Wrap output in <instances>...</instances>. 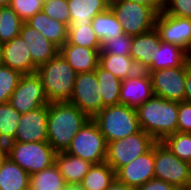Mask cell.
Listing matches in <instances>:
<instances>
[{
  "instance_id": "6da1fadb",
  "label": "cell",
  "mask_w": 191,
  "mask_h": 190,
  "mask_svg": "<svg viewBox=\"0 0 191 190\" xmlns=\"http://www.w3.org/2000/svg\"><path fill=\"white\" fill-rule=\"evenodd\" d=\"M91 118L74 104L50 102L48 104L47 142L56 152H65L71 145L76 133Z\"/></svg>"
},
{
  "instance_id": "7a4b0ae2",
  "label": "cell",
  "mask_w": 191,
  "mask_h": 190,
  "mask_svg": "<svg viewBox=\"0 0 191 190\" xmlns=\"http://www.w3.org/2000/svg\"><path fill=\"white\" fill-rule=\"evenodd\" d=\"M136 111L141 130L156 141L178 132V102L153 95Z\"/></svg>"
},
{
  "instance_id": "3957f363",
  "label": "cell",
  "mask_w": 191,
  "mask_h": 190,
  "mask_svg": "<svg viewBox=\"0 0 191 190\" xmlns=\"http://www.w3.org/2000/svg\"><path fill=\"white\" fill-rule=\"evenodd\" d=\"M36 74L50 102L69 101L77 73L60 53L38 66Z\"/></svg>"
},
{
  "instance_id": "277c9868",
  "label": "cell",
  "mask_w": 191,
  "mask_h": 190,
  "mask_svg": "<svg viewBox=\"0 0 191 190\" xmlns=\"http://www.w3.org/2000/svg\"><path fill=\"white\" fill-rule=\"evenodd\" d=\"M92 119L107 143L141 131L136 109L124 104L105 106Z\"/></svg>"
},
{
  "instance_id": "5b68a950",
  "label": "cell",
  "mask_w": 191,
  "mask_h": 190,
  "mask_svg": "<svg viewBox=\"0 0 191 190\" xmlns=\"http://www.w3.org/2000/svg\"><path fill=\"white\" fill-rule=\"evenodd\" d=\"M56 153L47 141L9 142L5 145V155L29 175L51 167L55 163Z\"/></svg>"
},
{
  "instance_id": "8992f818",
  "label": "cell",
  "mask_w": 191,
  "mask_h": 190,
  "mask_svg": "<svg viewBox=\"0 0 191 190\" xmlns=\"http://www.w3.org/2000/svg\"><path fill=\"white\" fill-rule=\"evenodd\" d=\"M109 8L127 35H141L155 27L158 13L152 7L132 1L110 0Z\"/></svg>"
},
{
  "instance_id": "52a82bcc",
  "label": "cell",
  "mask_w": 191,
  "mask_h": 190,
  "mask_svg": "<svg viewBox=\"0 0 191 190\" xmlns=\"http://www.w3.org/2000/svg\"><path fill=\"white\" fill-rule=\"evenodd\" d=\"M154 176L155 179L170 183L179 190H190V164L180 160L162 141L155 142Z\"/></svg>"
},
{
  "instance_id": "ba28073f",
  "label": "cell",
  "mask_w": 191,
  "mask_h": 190,
  "mask_svg": "<svg viewBox=\"0 0 191 190\" xmlns=\"http://www.w3.org/2000/svg\"><path fill=\"white\" fill-rule=\"evenodd\" d=\"M66 152L92 164L105 162L107 142L92 118L76 133Z\"/></svg>"
},
{
  "instance_id": "9c48e42d",
  "label": "cell",
  "mask_w": 191,
  "mask_h": 190,
  "mask_svg": "<svg viewBox=\"0 0 191 190\" xmlns=\"http://www.w3.org/2000/svg\"><path fill=\"white\" fill-rule=\"evenodd\" d=\"M156 140L143 130L117 141L107 143L105 162L116 172L122 167L149 151Z\"/></svg>"
},
{
  "instance_id": "30bf717a",
  "label": "cell",
  "mask_w": 191,
  "mask_h": 190,
  "mask_svg": "<svg viewBox=\"0 0 191 190\" xmlns=\"http://www.w3.org/2000/svg\"><path fill=\"white\" fill-rule=\"evenodd\" d=\"M10 105L19 113H27L50 103L40 77L36 74L22 75L9 99Z\"/></svg>"
},
{
  "instance_id": "8fae6325",
  "label": "cell",
  "mask_w": 191,
  "mask_h": 190,
  "mask_svg": "<svg viewBox=\"0 0 191 190\" xmlns=\"http://www.w3.org/2000/svg\"><path fill=\"white\" fill-rule=\"evenodd\" d=\"M99 87L95 71L77 73L73 93L68 102L93 118L102 110V97L98 95Z\"/></svg>"
},
{
  "instance_id": "7c38bea8",
  "label": "cell",
  "mask_w": 191,
  "mask_h": 190,
  "mask_svg": "<svg viewBox=\"0 0 191 190\" xmlns=\"http://www.w3.org/2000/svg\"><path fill=\"white\" fill-rule=\"evenodd\" d=\"M148 73L154 95L170 101H184L187 62L176 68H165Z\"/></svg>"
},
{
  "instance_id": "4fadbf2b",
  "label": "cell",
  "mask_w": 191,
  "mask_h": 190,
  "mask_svg": "<svg viewBox=\"0 0 191 190\" xmlns=\"http://www.w3.org/2000/svg\"><path fill=\"white\" fill-rule=\"evenodd\" d=\"M154 28L162 41L178 45L188 53L191 51V19L168 15L161 11Z\"/></svg>"
},
{
  "instance_id": "5bb4252c",
  "label": "cell",
  "mask_w": 191,
  "mask_h": 190,
  "mask_svg": "<svg viewBox=\"0 0 191 190\" xmlns=\"http://www.w3.org/2000/svg\"><path fill=\"white\" fill-rule=\"evenodd\" d=\"M48 105L22 113L16 128L15 138L11 142H46Z\"/></svg>"
},
{
  "instance_id": "9a60e30c",
  "label": "cell",
  "mask_w": 191,
  "mask_h": 190,
  "mask_svg": "<svg viewBox=\"0 0 191 190\" xmlns=\"http://www.w3.org/2000/svg\"><path fill=\"white\" fill-rule=\"evenodd\" d=\"M155 143L145 154L137 157L116 172V179L133 188L143 186L154 179Z\"/></svg>"
},
{
  "instance_id": "2e32d148",
  "label": "cell",
  "mask_w": 191,
  "mask_h": 190,
  "mask_svg": "<svg viewBox=\"0 0 191 190\" xmlns=\"http://www.w3.org/2000/svg\"><path fill=\"white\" fill-rule=\"evenodd\" d=\"M153 95L152 82L147 71H138L122 80L120 104L137 109Z\"/></svg>"
},
{
  "instance_id": "e0dca14e",
  "label": "cell",
  "mask_w": 191,
  "mask_h": 190,
  "mask_svg": "<svg viewBox=\"0 0 191 190\" xmlns=\"http://www.w3.org/2000/svg\"><path fill=\"white\" fill-rule=\"evenodd\" d=\"M1 64L18 71L22 75L36 73L37 66L33 63L28 45L21 37L2 43Z\"/></svg>"
},
{
  "instance_id": "ac0fdd59",
  "label": "cell",
  "mask_w": 191,
  "mask_h": 190,
  "mask_svg": "<svg viewBox=\"0 0 191 190\" xmlns=\"http://www.w3.org/2000/svg\"><path fill=\"white\" fill-rule=\"evenodd\" d=\"M20 35L28 45L32 61L37 67L47 63L59 53V48L55 44L26 22L22 25Z\"/></svg>"
},
{
  "instance_id": "d6986e66",
  "label": "cell",
  "mask_w": 191,
  "mask_h": 190,
  "mask_svg": "<svg viewBox=\"0 0 191 190\" xmlns=\"http://www.w3.org/2000/svg\"><path fill=\"white\" fill-rule=\"evenodd\" d=\"M100 51L101 49L85 48L67 42L59 48V53L76 73L95 71L99 63Z\"/></svg>"
},
{
  "instance_id": "ffe728a7",
  "label": "cell",
  "mask_w": 191,
  "mask_h": 190,
  "mask_svg": "<svg viewBox=\"0 0 191 190\" xmlns=\"http://www.w3.org/2000/svg\"><path fill=\"white\" fill-rule=\"evenodd\" d=\"M159 33L153 30L133 36L130 56L135 61L139 71H147L152 65V55L156 53L160 44Z\"/></svg>"
},
{
  "instance_id": "44dd1931",
  "label": "cell",
  "mask_w": 191,
  "mask_h": 190,
  "mask_svg": "<svg viewBox=\"0 0 191 190\" xmlns=\"http://www.w3.org/2000/svg\"><path fill=\"white\" fill-rule=\"evenodd\" d=\"M110 0H67L71 22L68 28L90 24L92 19L109 7Z\"/></svg>"
},
{
  "instance_id": "7402d4cb",
  "label": "cell",
  "mask_w": 191,
  "mask_h": 190,
  "mask_svg": "<svg viewBox=\"0 0 191 190\" xmlns=\"http://www.w3.org/2000/svg\"><path fill=\"white\" fill-rule=\"evenodd\" d=\"M55 165L63 176L65 184L79 185L92 166L87 160L73 156L65 152H57Z\"/></svg>"
},
{
  "instance_id": "603a6c76",
  "label": "cell",
  "mask_w": 191,
  "mask_h": 190,
  "mask_svg": "<svg viewBox=\"0 0 191 190\" xmlns=\"http://www.w3.org/2000/svg\"><path fill=\"white\" fill-rule=\"evenodd\" d=\"M25 22L42 33L58 48L67 42L68 26L62 22L52 19L43 11L36 13Z\"/></svg>"
},
{
  "instance_id": "cb8c5ba5",
  "label": "cell",
  "mask_w": 191,
  "mask_h": 190,
  "mask_svg": "<svg viewBox=\"0 0 191 190\" xmlns=\"http://www.w3.org/2000/svg\"><path fill=\"white\" fill-rule=\"evenodd\" d=\"M152 59V65L147 72L182 66L188 61V52L178 45L161 40Z\"/></svg>"
},
{
  "instance_id": "d4e9b609",
  "label": "cell",
  "mask_w": 191,
  "mask_h": 190,
  "mask_svg": "<svg viewBox=\"0 0 191 190\" xmlns=\"http://www.w3.org/2000/svg\"><path fill=\"white\" fill-rule=\"evenodd\" d=\"M30 175L6 155L0 161V190H29Z\"/></svg>"
},
{
  "instance_id": "484cf974",
  "label": "cell",
  "mask_w": 191,
  "mask_h": 190,
  "mask_svg": "<svg viewBox=\"0 0 191 190\" xmlns=\"http://www.w3.org/2000/svg\"><path fill=\"white\" fill-rule=\"evenodd\" d=\"M116 180V171L106 162L92 164L79 184L83 190H106Z\"/></svg>"
},
{
  "instance_id": "4316f807",
  "label": "cell",
  "mask_w": 191,
  "mask_h": 190,
  "mask_svg": "<svg viewBox=\"0 0 191 190\" xmlns=\"http://www.w3.org/2000/svg\"><path fill=\"white\" fill-rule=\"evenodd\" d=\"M95 74L100 86L98 95L102 97V109L105 106L119 105L122 81L99 65Z\"/></svg>"
},
{
  "instance_id": "83f0119b",
  "label": "cell",
  "mask_w": 191,
  "mask_h": 190,
  "mask_svg": "<svg viewBox=\"0 0 191 190\" xmlns=\"http://www.w3.org/2000/svg\"><path fill=\"white\" fill-rule=\"evenodd\" d=\"M98 65L121 81L139 71L131 56H121L118 54H99Z\"/></svg>"
},
{
  "instance_id": "f1b7e54d",
  "label": "cell",
  "mask_w": 191,
  "mask_h": 190,
  "mask_svg": "<svg viewBox=\"0 0 191 190\" xmlns=\"http://www.w3.org/2000/svg\"><path fill=\"white\" fill-rule=\"evenodd\" d=\"M91 26L101 44L123 34L120 22L109 7L92 19Z\"/></svg>"
},
{
  "instance_id": "f546056e",
  "label": "cell",
  "mask_w": 191,
  "mask_h": 190,
  "mask_svg": "<svg viewBox=\"0 0 191 190\" xmlns=\"http://www.w3.org/2000/svg\"><path fill=\"white\" fill-rule=\"evenodd\" d=\"M65 181L55 163L42 171L30 175L29 190H60Z\"/></svg>"
},
{
  "instance_id": "4dcf8cb0",
  "label": "cell",
  "mask_w": 191,
  "mask_h": 190,
  "mask_svg": "<svg viewBox=\"0 0 191 190\" xmlns=\"http://www.w3.org/2000/svg\"><path fill=\"white\" fill-rule=\"evenodd\" d=\"M21 113L9 102L0 104V142L6 145L15 138Z\"/></svg>"
},
{
  "instance_id": "1f68e13d",
  "label": "cell",
  "mask_w": 191,
  "mask_h": 190,
  "mask_svg": "<svg viewBox=\"0 0 191 190\" xmlns=\"http://www.w3.org/2000/svg\"><path fill=\"white\" fill-rule=\"evenodd\" d=\"M24 21L10 7H2V15L0 20V42L5 43L11 41L20 35Z\"/></svg>"
},
{
  "instance_id": "d6a6232c",
  "label": "cell",
  "mask_w": 191,
  "mask_h": 190,
  "mask_svg": "<svg viewBox=\"0 0 191 190\" xmlns=\"http://www.w3.org/2000/svg\"><path fill=\"white\" fill-rule=\"evenodd\" d=\"M67 43L85 48L101 49V42L96 37L91 23L78 25V28H68Z\"/></svg>"
},
{
  "instance_id": "836d02e7",
  "label": "cell",
  "mask_w": 191,
  "mask_h": 190,
  "mask_svg": "<svg viewBox=\"0 0 191 190\" xmlns=\"http://www.w3.org/2000/svg\"><path fill=\"white\" fill-rule=\"evenodd\" d=\"M162 142L180 160L189 162L191 159V133L176 132L165 137Z\"/></svg>"
},
{
  "instance_id": "e575fe53",
  "label": "cell",
  "mask_w": 191,
  "mask_h": 190,
  "mask_svg": "<svg viewBox=\"0 0 191 190\" xmlns=\"http://www.w3.org/2000/svg\"><path fill=\"white\" fill-rule=\"evenodd\" d=\"M22 74L0 64V104L9 102Z\"/></svg>"
},
{
  "instance_id": "d590c367",
  "label": "cell",
  "mask_w": 191,
  "mask_h": 190,
  "mask_svg": "<svg viewBox=\"0 0 191 190\" xmlns=\"http://www.w3.org/2000/svg\"><path fill=\"white\" fill-rule=\"evenodd\" d=\"M133 36L123 33L113 39L105 40L101 44L99 54H115L121 56H130Z\"/></svg>"
},
{
  "instance_id": "8d00e7d4",
  "label": "cell",
  "mask_w": 191,
  "mask_h": 190,
  "mask_svg": "<svg viewBox=\"0 0 191 190\" xmlns=\"http://www.w3.org/2000/svg\"><path fill=\"white\" fill-rule=\"evenodd\" d=\"M42 11L52 19L62 22L67 26L70 25L71 16L67 0H48L44 2Z\"/></svg>"
},
{
  "instance_id": "74e56055",
  "label": "cell",
  "mask_w": 191,
  "mask_h": 190,
  "mask_svg": "<svg viewBox=\"0 0 191 190\" xmlns=\"http://www.w3.org/2000/svg\"><path fill=\"white\" fill-rule=\"evenodd\" d=\"M43 4L41 0H12L10 8L25 22L42 11Z\"/></svg>"
},
{
  "instance_id": "f35d334b",
  "label": "cell",
  "mask_w": 191,
  "mask_h": 190,
  "mask_svg": "<svg viewBox=\"0 0 191 190\" xmlns=\"http://www.w3.org/2000/svg\"><path fill=\"white\" fill-rule=\"evenodd\" d=\"M163 12L191 19V0H166Z\"/></svg>"
},
{
  "instance_id": "ab89813d",
  "label": "cell",
  "mask_w": 191,
  "mask_h": 190,
  "mask_svg": "<svg viewBox=\"0 0 191 190\" xmlns=\"http://www.w3.org/2000/svg\"><path fill=\"white\" fill-rule=\"evenodd\" d=\"M178 132L191 133V103L178 102Z\"/></svg>"
},
{
  "instance_id": "60d3db41",
  "label": "cell",
  "mask_w": 191,
  "mask_h": 190,
  "mask_svg": "<svg viewBox=\"0 0 191 190\" xmlns=\"http://www.w3.org/2000/svg\"><path fill=\"white\" fill-rule=\"evenodd\" d=\"M136 190H179L176 186L159 179H151Z\"/></svg>"
},
{
  "instance_id": "b9f144b4",
  "label": "cell",
  "mask_w": 191,
  "mask_h": 190,
  "mask_svg": "<svg viewBox=\"0 0 191 190\" xmlns=\"http://www.w3.org/2000/svg\"><path fill=\"white\" fill-rule=\"evenodd\" d=\"M152 7L158 14L163 11L166 0H126Z\"/></svg>"
},
{
  "instance_id": "7bdbcfd3",
  "label": "cell",
  "mask_w": 191,
  "mask_h": 190,
  "mask_svg": "<svg viewBox=\"0 0 191 190\" xmlns=\"http://www.w3.org/2000/svg\"><path fill=\"white\" fill-rule=\"evenodd\" d=\"M184 101L191 103V68L187 61V74L185 79V96Z\"/></svg>"
},
{
  "instance_id": "ee69618b",
  "label": "cell",
  "mask_w": 191,
  "mask_h": 190,
  "mask_svg": "<svg viewBox=\"0 0 191 190\" xmlns=\"http://www.w3.org/2000/svg\"><path fill=\"white\" fill-rule=\"evenodd\" d=\"M106 190H136V188L129 187L116 179Z\"/></svg>"
},
{
  "instance_id": "f6af8a7d",
  "label": "cell",
  "mask_w": 191,
  "mask_h": 190,
  "mask_svg": "<svg viewBox=\"0 0 191 190\" xmlns=\"http://www.w3.org/2000/svg\"><path fill=\"white\" fill-rule=\"evenodd\" d=\"M60 190H83L80 185L76 184H65L64 187Z\"/></svg>"
},
{
  "instance_id": "bcb514c9",
  "label": "cell",
  "mask_w": 191,
  "mask_h": 190,
  "mask_svg": "<svg viewBox=\"0 0 191 190\" xmlns=\"http://www.w3.org/2000/svg\"><path fill=\"white\" fill-rule=\"evenodd\" d=\"M12 0H0L1 7H10Z\"/></svg>"
},
{
  "instance_id": "7dc6e473",
  "label": "cell",
  "mask_w": 191,
  "mask_h": 190,
  "mask_svg": "<svg viewBox=\"0 0 191 190\" xmlns=\"http://www.w3.org/2000/svg\"><path fill=\"white\" fill-rule=\"evenodd\" d=\"M5 156V145L0 142V161Z\"/></svg>"
},
{
  "instance_id": "c3c4849f",
  "label": "cell",
  "mask_w": 191,
  "mask_h": 190,
  "mask_svg": "<svg viewBox=\"0 0 191 190\" xmlns=\"http://www.w3.org/2000/svg\"><path fill=\"white\" fill-rule=\"evenodd\" d=\"M188 64L189 67L191 68V51L188 53Z\"/></svg>"
},
{
  "instance_id": "681fc988",
  "label": "cell",
  "mask_w": 191,
  "mask_h": 190,
  "mask_svg": "<svg viewBox=\"0 0 191 190\" xmlns=\"http://www.w3.org/2000/svg\"><path fill=\"white\" fill-rule=\"evenodd\" d=\"M1 52H2V43L0 42V64H1Z\"/></svg>"
},
{
  "instance_id": "f907efd6",
  "label": "cell",
  "mask_w": 191,
  "mask_h": 190,
  "mask_svg": "<svg viewBox=\"0 0 191 190\" xmlns=\"http://www.w3.org/2000/svg\"><path fill=\"white\" fill-rule=\"evenodd\" d=\"M1 15H2V7L0 6V20H1Z\"/></svg>"
}]
</instances>
